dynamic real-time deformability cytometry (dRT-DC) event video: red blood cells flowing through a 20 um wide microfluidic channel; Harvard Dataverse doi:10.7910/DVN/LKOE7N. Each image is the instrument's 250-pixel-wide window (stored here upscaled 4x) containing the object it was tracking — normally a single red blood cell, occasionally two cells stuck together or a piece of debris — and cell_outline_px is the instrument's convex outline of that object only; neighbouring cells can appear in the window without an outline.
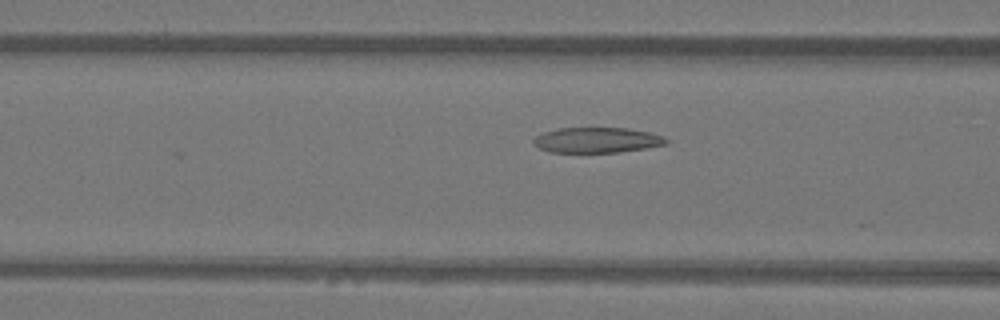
{"species": "Egyptian fruit bat (a non-hibernating species)", "species_latin": "Rousettus aegyptiacus", "temperature_condition": "warm", "stored_images_in_passage": 12, "camera_frame_rate_fps": 3000, "um_per_image_px": 0.085, "animal": {"sex": "female"}, "frame": {"image": 1, "passage_image": 7, "time_ms": 2.0, "image_size_px": [1000, 320], "cell_outline_px": [[668, 144], [648, 148], [620, 152], [548, 152], [532, 144], [532, 140], [536, 136], [544, 132], [556, 128], [628, 128], [648, 132], [664, 136], [668, 140]], "centroid_in_image_um": [50.74, 11.91], "position_along_channel_um": 115.9, "area_um2": 19.77}}
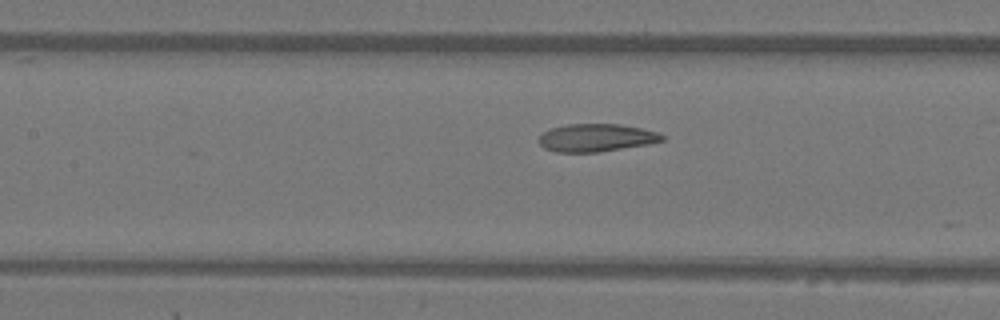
{"frame": {"image": 2, "passage_image": 10, "time_ms": 3.0, "image_size_px": [1000, 320], "cell_outline_px": [[664, 140], [648, 144], [600, 152], [556, 152], [544, 148], [540, 144], [540, 136], [544, 132], [552, 128], [568, 124], [620, 124], [640, 128], [656, 132], [664, 136]], "centroid_in_image_um": [50.68, 11.71], "position_along_channel_um": 156.7, "area_um2": 19.77}}